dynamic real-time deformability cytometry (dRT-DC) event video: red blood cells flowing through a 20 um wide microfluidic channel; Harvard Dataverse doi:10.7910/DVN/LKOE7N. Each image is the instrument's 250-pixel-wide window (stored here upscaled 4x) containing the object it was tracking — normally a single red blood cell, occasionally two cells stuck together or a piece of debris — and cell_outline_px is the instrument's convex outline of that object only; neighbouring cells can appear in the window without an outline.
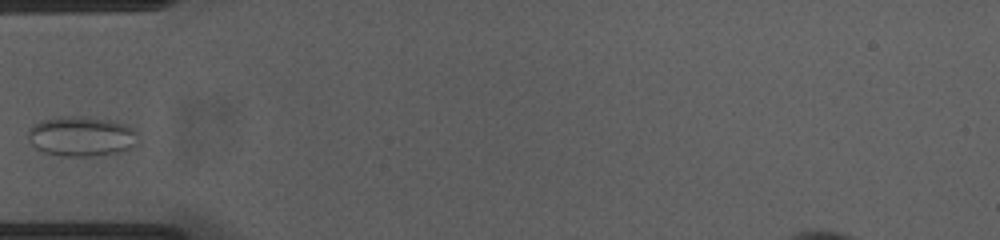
{"species": "common noctule bat (a hibernating species)", "species_latin": "Nyctalus noctula", "temperature_condition": "cold", "stored_images_in_passage": 40, "segment_of_instrument_passage": [1, 2], "camera_frame_rate_fps": 3000, "um_per_image_px": 0.085, "animal": {"sex": "female", "body_mass_g": 23.0, "forearm_length_mm": 53.4}, "frame": {"image": 1, "passage_image": 1, "time_ms": 0.0, "image_size_px": [1000, 240], "cell_outline_px": [[140, 144], [136, 148], [116, 152], [88, 156], [64, 156], [44, 152], [36, 148], [28, 140], [28, 132], [40, 120], [60, 116], [80, 116], [112, 120], [128, 124], [136, 132]], "centroid_in_image_um": [6.98, 11.58], "position_along_channel_um": 78.0, "area_um2": 25.84}}
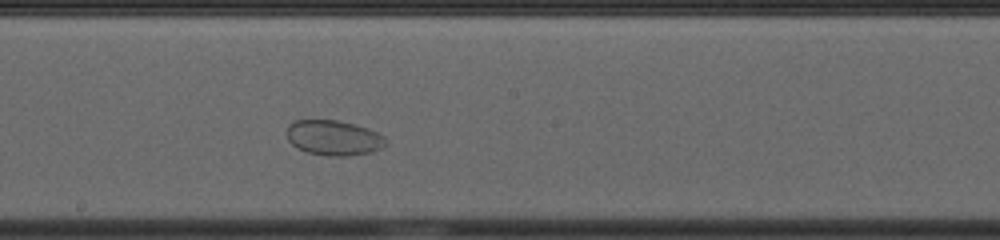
{"frame": {"image": 2, "passage_image": 13, "time_ms": 4.0, "image_size_px": [1000, 240], "cell_outline_px": [[388, 144], [372, 152], [344, 156], [328, 156], [308, 152], [296, 148], [288, 140], [288, 124], [292, 120], [336, 120], [368, 128], [384, 136], [388, 140]], "centroid_in_image_um": [28.37, 11.71], "position_along_channel_um": 219.8, "area_um2": 20.29}}
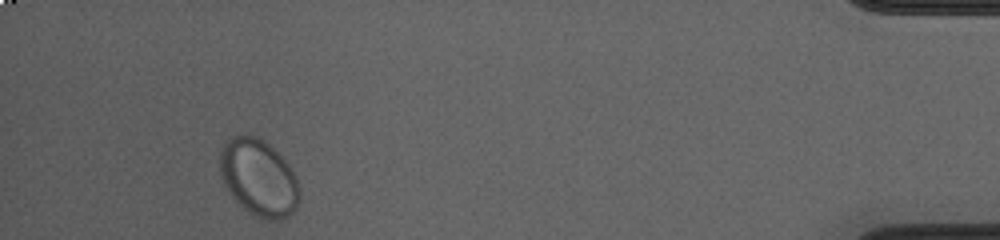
{"frame": {"image": 3, "passage_image": 35, "time_ms": 11.333, "image_size_px": [1000, 240], "cell_outline_px": [[300, 200], [296, 208], [288, 216], [280, 220], [268, 220], [252, 216], [228, 192], [224, 184], [220, 172], [220, 152], [224, 144], [232, 136], [244, 132], [248, 132], [264, 140], [288, 164], [296, 176], [300, 188]], "centroid_in_image_um": [21.99, 15.1], "position_along_channel_um": 413.2, "area_um2": 36.01}}